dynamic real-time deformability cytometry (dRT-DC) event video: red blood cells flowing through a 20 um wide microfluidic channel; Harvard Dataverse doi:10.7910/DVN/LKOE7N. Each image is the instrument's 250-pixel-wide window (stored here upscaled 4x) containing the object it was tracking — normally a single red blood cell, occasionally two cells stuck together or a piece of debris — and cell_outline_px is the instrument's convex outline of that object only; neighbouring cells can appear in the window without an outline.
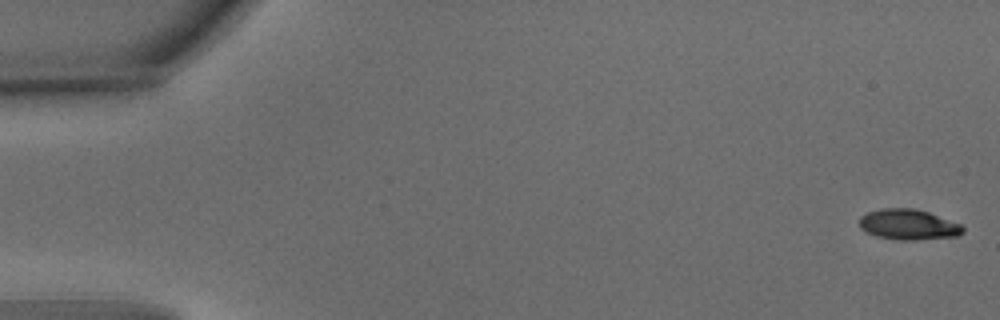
{"species": "common noctule bat (a hibernating species)", "species_latin": "Nyctalus noctula", "temperature_condition": "warm", "stored_images_in_passage": 53, "camera_frame_rate_fps": 3000, "um_per_image_px": 0.085, "animal": {"sex": "male", "body_mass_g": 15.6}, "frame": {"image": 1, "passage_image": 1, "time_ms": 0.0, "image_size_px": [1000, 320], "cell_outline_px": [[964, 232], [960, 236], [916, 240], [896, 240], [876, 236], [860, 228], [860, 216], [868, 212], [880, 208], [912, 208], [928, 212], [960, 224], [964, 228]], "centroid_in_image_um": [77.22, 19.09], "position_along_channel_um": 7.8, "area_um2": 18.44}}
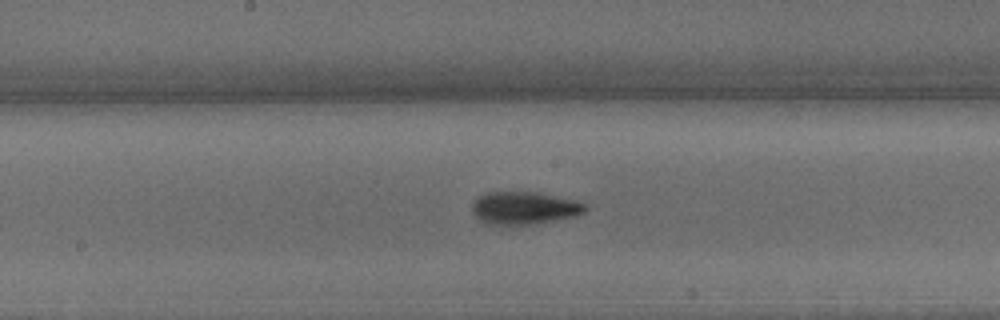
{"frame": {"image": 2, "passage_image": 28, "time_ms": 9.0, "image_size_px": [1000, 320], "cell_outline_px": [[588, 208], [584, 212], [576, 216], [532, 224], [484, 224], [472, 212], [472, 204], [484, 192], [536, 192], [576, 200], [588, 204]], "centroid_in_image_um": [44.58, 17.67], "position_along_channel_um": 203.6, "area_um2": 21.5}}
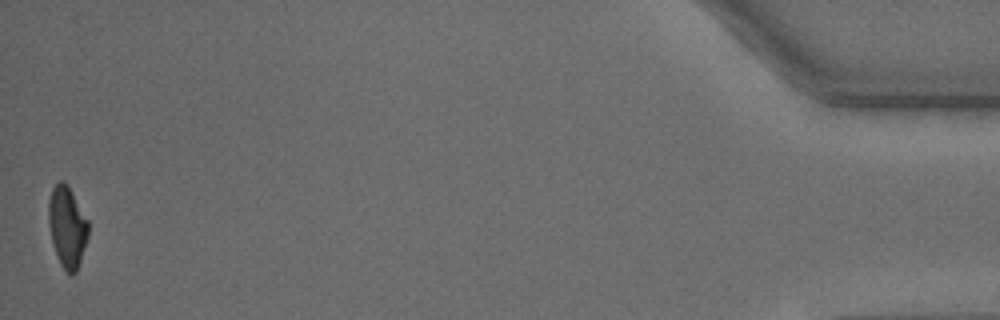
{"frame": {"image": 3, "passage_image": 53, "time_ms": 17.333, "image_size_px": [1000, 320], "cell_outline_px": [[88, 236], [76, 272], [72, 276], [60, 264], [52, 240], [48, 220], [48, 200], [52, 188], [60, 180], [64, 180], [68, 184], [88, 220]], "centroid_in_image_um": [5.71, 19.23], "position_along_channel_um": 429.5, "area_um2": 18.67}, "authors_computed_cell_mechanics": {"area_um2": 19.7098, "velocity_mm_per_s": 3.8107, "shape_relaxation_time_tau1_ms": 3.9418, "shape_relaxation_time_tau2_ms": 3.2157, "deformation_change_tau1": 0.178, "deformation_change_tau2": 0.0942}}